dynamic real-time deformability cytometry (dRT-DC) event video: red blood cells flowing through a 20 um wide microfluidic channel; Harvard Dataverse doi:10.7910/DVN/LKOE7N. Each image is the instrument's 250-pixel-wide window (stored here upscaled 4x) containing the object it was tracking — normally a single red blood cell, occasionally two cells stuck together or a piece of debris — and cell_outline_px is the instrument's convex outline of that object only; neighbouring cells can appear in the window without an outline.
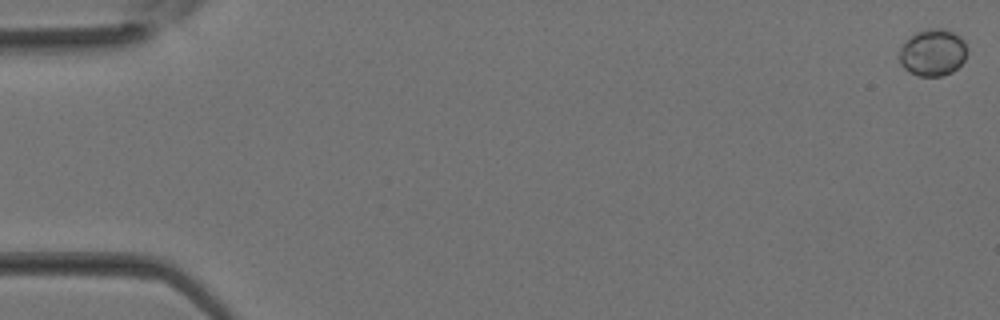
{"species": "Egyptian fruit bat (a non-hibernating species)", "species_latin": "Rousettus aegyptiacus", "temperature_condition": "room temperature", "stored_images_in_passage": 23, "camera_frame_rate_fps": 3000, "um_per_image_px": 0.085, "animal": {"sex": "female"}, "frame": {"image": 1, "passage_image": 1, "time_ms": 0.0, "image_size_px": [1000, 320], "cell_outline_px": [[968, 52], [964, 60], [952, 72], [940, 76], [920, 76], [908, 72], [900, 64], [900, 48], [904, 40], [908, 36], [916, 32], [928, 28], [944, 28], [960, 36], [964, 40], [968, 48]], "centroid_in_image_um": [79.28, 4.45], "position_along_channel_um": 5.7, "area_um2": 18.84}}
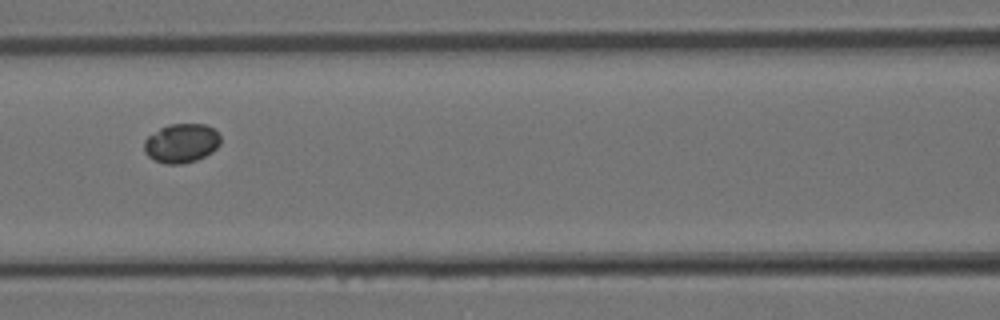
{"frame": {"image": 2, "passage_image": 17, "time_ms": 5.333, "image_size_px": [1000, 320], "cell_outline_px": [[220, 144], [212, 152], [196, 160], [180, 164], [164, 164], [148, 156], [144, 152], [144, 140], [148, 136], [160, 128], [168, 124], [204, 124], [212, 128], [220, 136]], "centroid_in_image_um": [15.4, 12.17], "position_along_channel_um": 151.2, "area_um2": 17.34}}
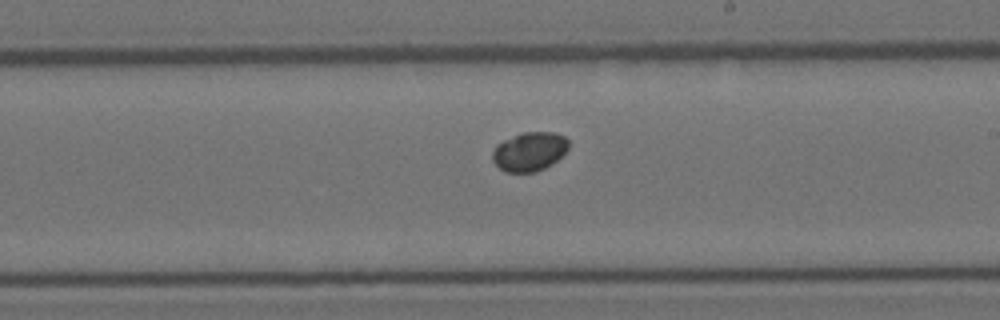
{"frame": {"image": 3, "passage_image": 22, "time_ms": 7.0, "image_size_px": [1000, 320], "cell_outline_px": [[568, 148], [552, 164], [536, 172], [504, 172], [492, 160], [492, 152], [496, 144], [504, 140], [524, 132], [556, 132], [564, 136], [568, 140]], "centroid_in_image_um": [44.99, 12.88], "position_along_channel_um": 244.0, "area_um2": 17.22}}